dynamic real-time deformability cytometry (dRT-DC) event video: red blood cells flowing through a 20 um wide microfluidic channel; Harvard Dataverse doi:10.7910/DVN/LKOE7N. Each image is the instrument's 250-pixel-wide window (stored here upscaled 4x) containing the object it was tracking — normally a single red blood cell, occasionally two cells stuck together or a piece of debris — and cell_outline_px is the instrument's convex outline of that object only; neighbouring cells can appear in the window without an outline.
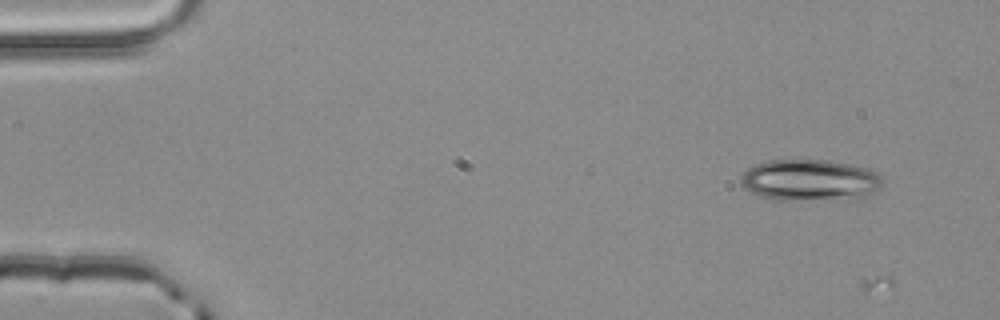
{"species": "common noctule bat (a hibernating species)", "species_latin": "Nyctalus noctula", "temperature_condition": "room temperature", "stored_images_in_passage": 4, "camera_frame_rate_fps": 3000, "um_per_image_px": 0.085, "animal": {"sex": "male", "body_mass_g": 20.4}, "frame": {"image": 1, "passage_image": 1, "time_ms": 0.0, "image_size_px": [1000, 320], "cell_outline_px": [[884, 180], [880, 188], [856, 200], [768, 200], [756, 196], [748, 192], [740, 184], [740, 176], [752, 164], [764, 160], [832, 160], [864, 168], [876, 172]], "centroid_in_image_um": [68.77, 15.34], "position_along_channel_um": 16.2, "area_um2": 35.14}}